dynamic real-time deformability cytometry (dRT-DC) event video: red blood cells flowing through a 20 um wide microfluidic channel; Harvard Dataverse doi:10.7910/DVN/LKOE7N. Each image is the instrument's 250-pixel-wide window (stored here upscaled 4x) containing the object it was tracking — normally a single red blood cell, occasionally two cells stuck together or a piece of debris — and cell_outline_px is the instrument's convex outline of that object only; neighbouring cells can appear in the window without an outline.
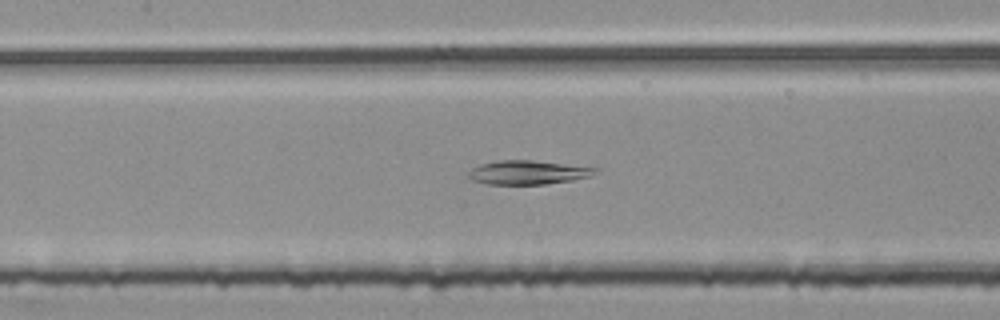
{"species": "common noctule bat (a hibernating species)", "species_latin": "Nyctalus noctula", "temperature_condition": "room temperature", "stored_images_in_passage": 54, "camera_frame_rate_fps": 3000, "um_per_image_px": 0.085, "animal": {"sex": "female", "body_mass_g": 25.1}, "frame": {"image": 1, "passage_image": 25, "time_ms": 8.0, "image_size_px": [1000, 320], "cell_outline_px": [[600, 172], [592, 176], [572, 180], [544, 184], [488, 184], [472, 180], [468, 176], [468, 172], [472, 168], [480, 164], [496, 160], [532, 160], [600, 168]], "centroid_in_image_um": [44.91, 14.65], "position_along_channel_um": 162.5, "area_um2": 17.8}}
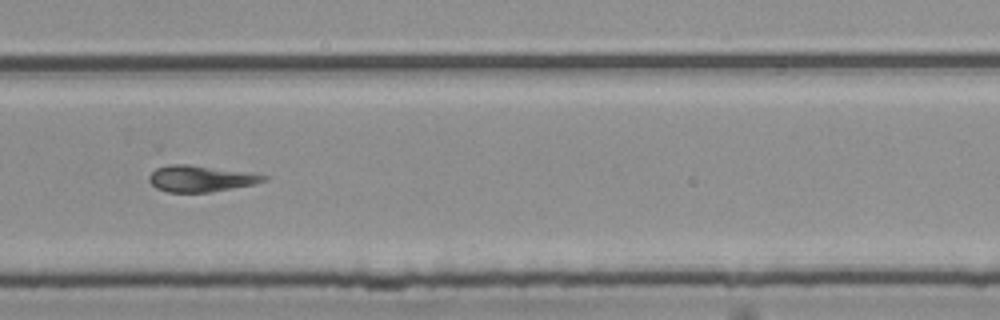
{"frame": {"image": 2, "passage_image": 37, "time_ms": 12.0, "image_size_px": [1000, 320], "cell_outline_px": [[268, 180], [252, 184], [212, 192], [168, 192], [156, 188], [148, 180], [148, 176], [156, 168], [168, 164], [188, 164], [244, 172], [268, 176]], "centroid_in_image_um": [16.99, 15.18], "position_along_channel_um": 312.8, "area_um2": 17.34}}
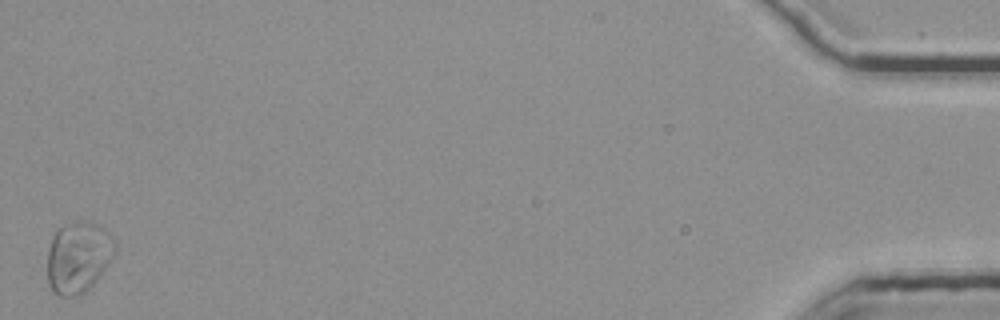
{"frame": {"image": 3, "passage_image": 54, "time_ms": 17.667, "image_size_px": [1000, 320], "cell_outline_px": [[116, 252], [100, 276], [80, 296], [60, 296], [52, 292], [48, 284], [48, 248], [56, 232], [60, 228], [80, 220], [84, 220], [96, 224], [104, 228], [116, 240]], "centroid_in_image_um": [6.67, 21.87], "position_along_channel_um": 428.5, "area_um2": 28.09}}